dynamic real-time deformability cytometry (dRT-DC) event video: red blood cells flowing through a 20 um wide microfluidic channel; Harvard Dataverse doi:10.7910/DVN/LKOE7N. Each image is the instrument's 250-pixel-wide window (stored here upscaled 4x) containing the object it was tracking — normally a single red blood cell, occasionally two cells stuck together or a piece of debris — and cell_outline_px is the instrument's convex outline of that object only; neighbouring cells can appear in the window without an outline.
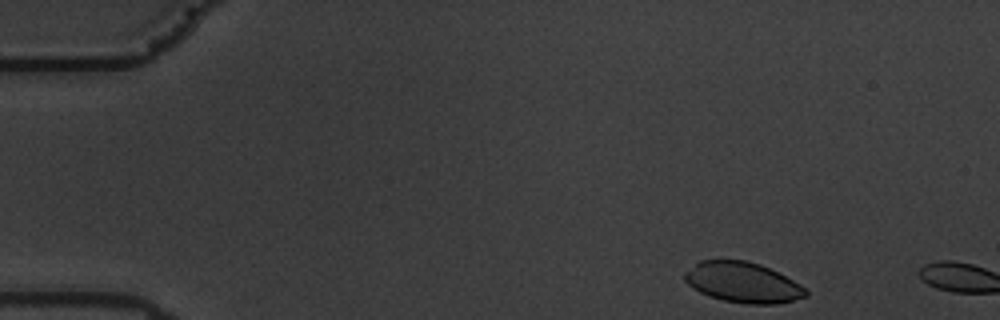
{"species": "common noctule bat (a hibernating species)", "species_latin": "Nyctalus noctula", "temperature_condition": "warm", "stored_images_in_passage": 4, "camera_frame_rate_fps": 3000, "um_per_image_px": 0.085, "animal": {"sex": "male", "body_mass_g": 19.5, "forearm_length_mm": 54.6}, "frame": {"image": 1, "passage_image": 1, "time_ms": 0.0, "image_size_px": [1000, 320], "cell_outline_px": [[808, 296], [776, 304], [744, 304], [724, 300], [708, 296], [692, 288], [684, 280], [684, 272], [700, 260], [744, 260], [760, 264], [800, 284], [808, 292]], "centroid_in_image_um": [63.1, 24.01], "position_along_channel_um": 21.9, "area_um2": 28.38}}